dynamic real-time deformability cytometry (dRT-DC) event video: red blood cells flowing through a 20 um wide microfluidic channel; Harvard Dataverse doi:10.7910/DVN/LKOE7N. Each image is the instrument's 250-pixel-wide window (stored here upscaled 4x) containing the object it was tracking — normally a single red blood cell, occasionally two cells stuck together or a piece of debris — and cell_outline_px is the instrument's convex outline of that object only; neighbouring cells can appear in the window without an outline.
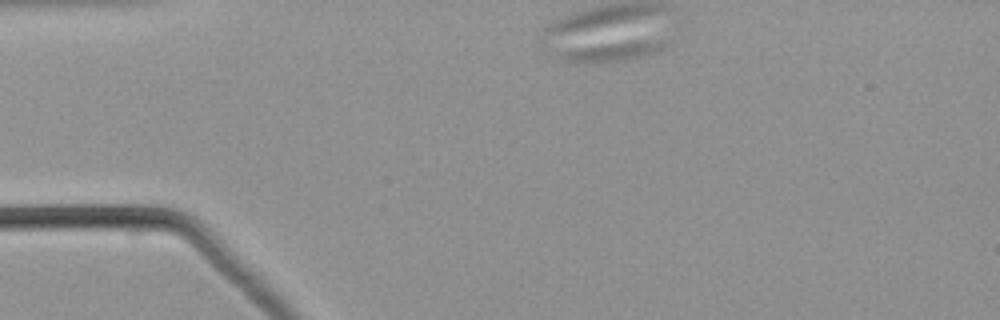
{"species": "common noctule bat (a hibernating species)", "species_latin": "Nyctalus noctula", "temperature_condition": "warm", "stored_images_in_passage": 48, "camera_frame_rate_fps": 3000, "um_per_image_px": 0.085, "animal": {"sex": "male", "body_mass_g": 21.5, "forearm_length_mm": 52.0}, "frame": {"image": 1, "passage_image": 1, "time_ms": 0.0, "image_size_px": [1000, 320], "cell_outline_px": [[668, 44], [664, 48], [640, 56], [616, 60], [568, 60], [556, 56], [560, 52], [580, 48], [636, 40], [660, 40]], "centroid_in_image_um": [52.19, 4.31], "position_along_channel_um": 32.8, "area_um2": 10.29}}